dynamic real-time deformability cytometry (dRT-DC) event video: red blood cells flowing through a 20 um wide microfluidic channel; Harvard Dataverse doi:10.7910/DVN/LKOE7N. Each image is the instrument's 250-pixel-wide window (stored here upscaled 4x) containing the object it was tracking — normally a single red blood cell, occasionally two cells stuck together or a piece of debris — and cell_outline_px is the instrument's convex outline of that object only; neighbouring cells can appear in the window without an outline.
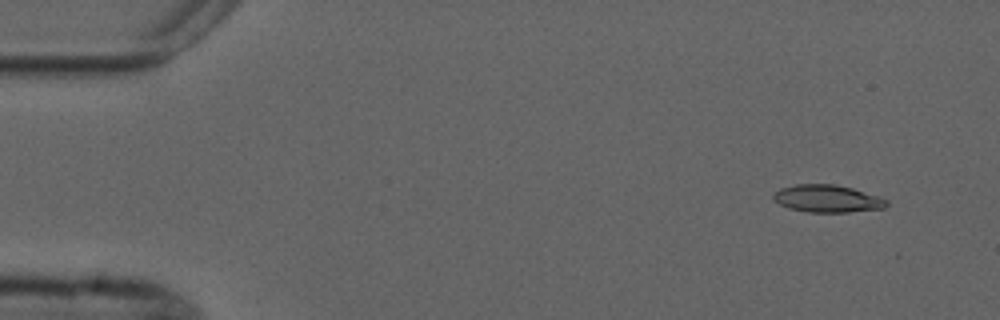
{"species": "common noctule bat (a hibernating species)", "species_latin": "Nyctalus noctula", "temperature_condition": "cold", "stored_images_in_passage": 6, "camera_frame_rate_fps": 3000, "um_per_image_px": 0.085, "animal": {"sex": "male", "forearm_length_mm": 52.5}, "frame": {"image": 1, "passage_image": 1, "time_ms": 0.0, "image_size_px": [1000, 320], "cell_outline_px": [[888, 204], [884, 208], [848, 212], [808, 212], [788, 208], [772, 200], [772, 196], [780, 188], [796, 184], [836, 184], [852, 188], [880, 196], [888, 200]], "centroid_in_image_um": [70.33, 16.88], "position_along_channel_um": 14.7, "area_um2": 18.21}}
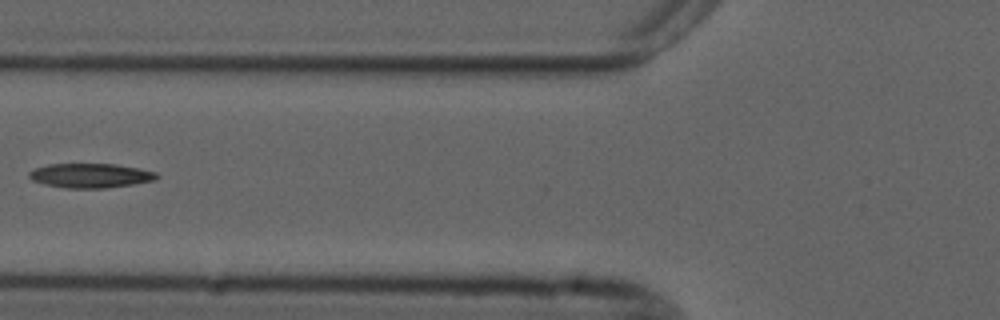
{"frame": {"image": 2, "passage_image": 5, "time_ms": 5.667, "image_size_px": [1000, 320], "cell_outline_px": [[160, 176], [156, 180], [108, 188], [64, 188], [44, 184], [32, 180], [28, 176], [28, 172], [36, 168], [48, 164], [116, 164], [156, 172]], "centroid_in_image_um": [7.68, 14.93], "position_along_channel_um": 118.1, "area_um2": 18.15}}
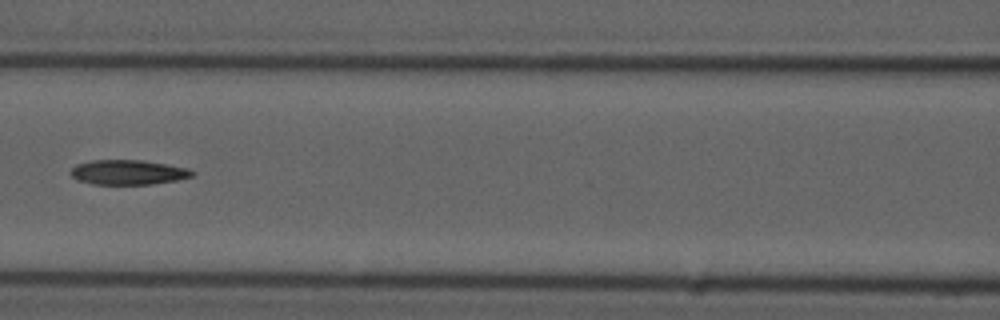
{"frame": {"image": 3, "passage_image": 6, "time_ms": 6.667, "image_size_px": [1000, 320], "cell_outline_px": [[196, 172], [192, 176], [176, 180], [152, 184], [92, 184], [76, 180], [68, 172], [76, 164], [92, 160], [140, 160], [188, 168]], "centroid_in_image_um": [10.84, 14.64], "position_along_channel_um": 155.8, "area_um2": 17.51}}